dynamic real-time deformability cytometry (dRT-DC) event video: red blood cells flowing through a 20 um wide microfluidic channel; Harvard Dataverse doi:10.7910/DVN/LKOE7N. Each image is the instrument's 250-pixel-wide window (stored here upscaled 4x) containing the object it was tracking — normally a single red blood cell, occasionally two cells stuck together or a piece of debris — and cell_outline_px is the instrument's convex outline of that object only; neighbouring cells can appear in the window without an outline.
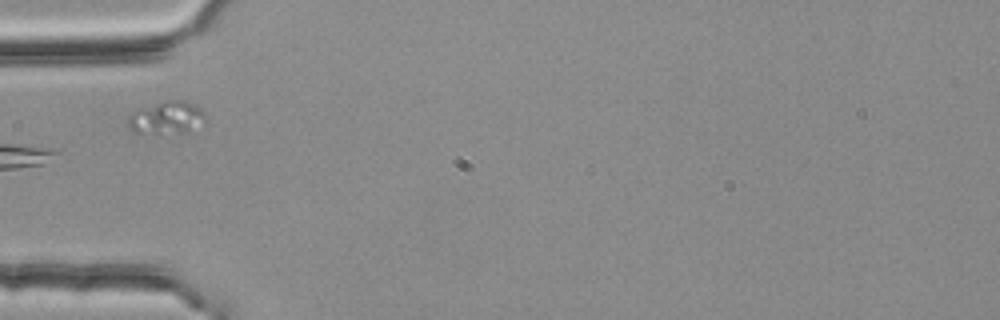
{"species": "common noctule bat (a hibernating species)", "species_latin": "Nyctalus noctula", "temperature_condition": "room temperature", "stored_images_in_passage": 32, "camera_frame_rate_fps": 3000, "um_per_image_px": 0.085, "animal": {"sex": "female", "body_mass_g": 25.1}, "frame": {"image": 1, "passage_image": 1, "time_ms": 0.0, "image_size_px": [1000, 320], "cell_outline_px": [[208, 120], [188, 132], [132, 132], [128, 124], [128, 116], [132, 112], [140, 108], [168, 100], [184, 100], [196, 104], [208, 116]], "centroid_in_image_um": [14.22, 9.98], "position_along_channel_um": 70.8, "area_um2": 14.68}}
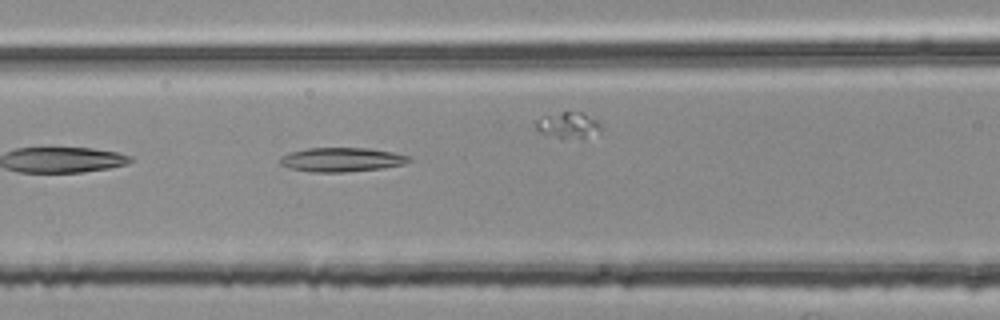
{"frame": {"image": 2, "passage_image": 5, "time_ms": 1.333, "image_size_px": [1000, 320], "cell_outline_px": [[412, 160], [404, 164], [380, 168], [344, 172], [312, 172], [288, 168], [280, 164], [276, 160], [280, 156], [288, 152], [308, 148], [368, 148], [392, 152], [412, 156]], "centroid_in_image_um": [28.98, 13.56], "position_along_channel_um": 137.6, "area_um2": 18.32}, "authors_computed_cell_mechanics": {"area_um2": 17.4267, "velocity_mm_per_s": 3.7772, "shape_relaxation_time_tau1_ms": 9.0248, "shape_relaxation_time_tau2_ms": 7.1262, "deformation_change_tau1": 0.2042, "deformation_change_tau2": 0.1399}}